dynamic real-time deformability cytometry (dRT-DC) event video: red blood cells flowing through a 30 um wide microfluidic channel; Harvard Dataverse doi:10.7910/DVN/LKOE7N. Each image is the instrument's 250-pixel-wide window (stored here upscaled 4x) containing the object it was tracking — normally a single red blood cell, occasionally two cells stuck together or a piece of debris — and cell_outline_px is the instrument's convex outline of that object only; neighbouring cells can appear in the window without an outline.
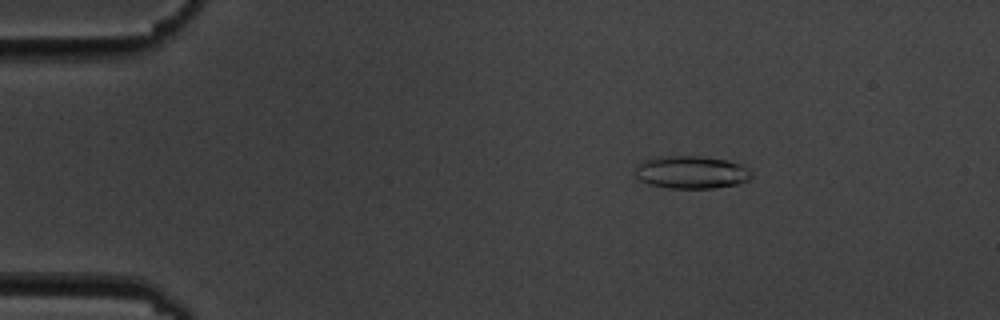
{"species": "common noctule bat (a hibernating species)", "species_latin": "Nyctalus noctula", "temperature_condition": "cold", "stored_images_in_passage": 5, "camera_frame_rate_fps": 3000, "um_per_image_px": 0.085, "animal": {"sex": "male", "body_mass_g": 19.5, "forearm_length_mm": 54.6}, "frame": {"image": 1, "passage_image": 3, "time_ms": 2.333, "image_size_px": [1000, 320], "cell_outline_px": [[752, 176], [748, 180], [736, 184], [712, 188], [668, 188], [648, 184], [640, 180], [636, 176], [636, 168], [644, 160], [660, 156], [700, 156], [724, 160], [744, 164], [752, 172]], "centroid_in_image_um": [58.78, 14.64], "position_along_channel_um": 26.2, "area_um2": 22.14}}